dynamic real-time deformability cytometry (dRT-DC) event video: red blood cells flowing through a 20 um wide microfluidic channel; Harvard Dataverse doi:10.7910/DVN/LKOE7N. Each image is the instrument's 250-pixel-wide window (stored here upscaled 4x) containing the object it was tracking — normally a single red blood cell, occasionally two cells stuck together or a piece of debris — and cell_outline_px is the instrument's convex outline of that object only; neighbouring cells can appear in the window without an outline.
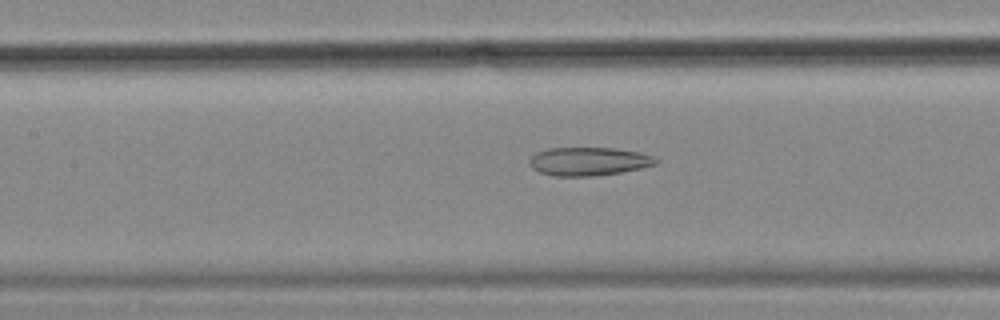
{"species": "common noctule bat (a hibernating species)", "species_latin": "Nyctalus noctula", "temperature_condition": "cold", "stored_images_in_passage": 57, "camera_frame_rate_fps": 3000, "um_per_image_px": 0.085, "animal": {"sex": "female", "body_mass_g": 18.4}, "frame": {"image": 1, "passage_image": 25, "time_ms": 8.0, "image_size_px": [1000, 320], "cell_outline_px": [[656, 164], [640, 168], [620, 172], [592, 176], [552, 176], [540, 172], [532, 168], [528, 160], [536, 152], [548, 148], [612, 148], [640, 152], [652, 156], [656, 160]], "centroid_in_image_um": [49.98, 13.71], "position_along_channel_um": 157.4, "area_um2": 20.75}}
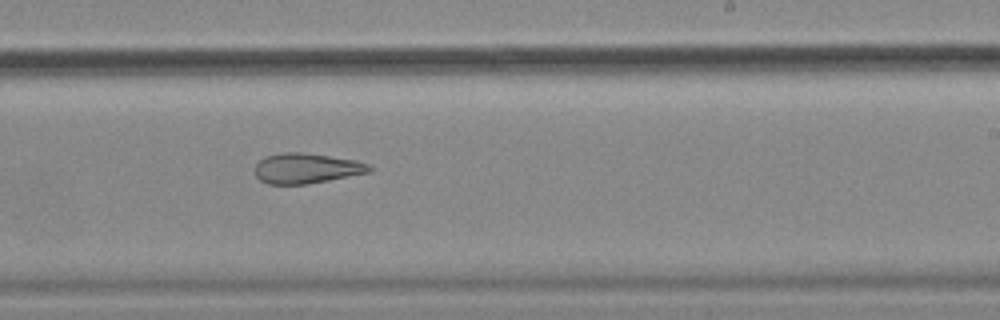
{"frame": {"image": 2, "passage_image": 34, "time_ms": 11.0, "image_size_px": [1000, 320], "cell_outline_px": [[372, 172], [308, 184], [268, 184], [260, 180], [256, 176], [256, 164], [264, 156], [284, 152], [300, 152], [356, 160], [368, 164], [372, 168]], "centroid_in_image_um": [26.05, 14.31], "position_along_channel_um": 262.9, "area_um2": 20.11}}
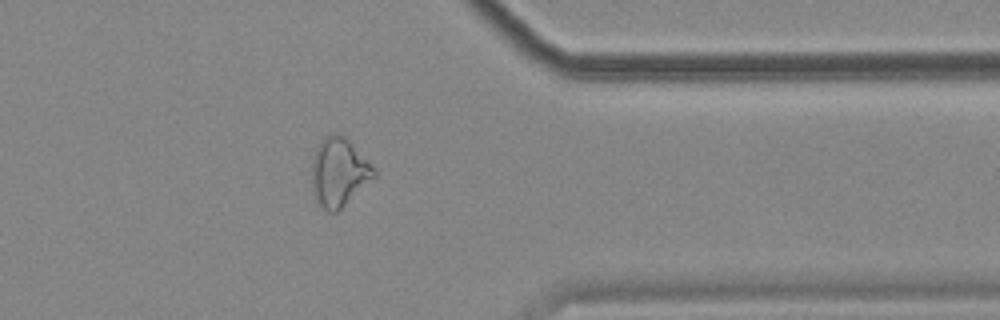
{"frame": {"image": 3, "passage_image": 45, "time_ms": 14.667, "image_size_px": [1000, 320], "cell_outline_px": [[376, 176], [336, 212], [328, 212], [320, 204], [312, 192], [312, 160], [316, 148], [320, 140], [324, 136], [336, 132], [340, 132], [376, 168]], "centroid_in_image_um": [28.8, 14.6], "position_along_channel_um": 382.6, "area_um2": 24.74}, "authors_computed_cell_mechanics": {"area_um2": 26.4146, "velocity_mm_per_s": 3.5382, "shape_relaxation_time_tau1_ms": null, "shape_relaxation_time_tau2_ms": 4.1581, "deformation_change_tau1": null, "deformation_change_tau2": 0.1422}}